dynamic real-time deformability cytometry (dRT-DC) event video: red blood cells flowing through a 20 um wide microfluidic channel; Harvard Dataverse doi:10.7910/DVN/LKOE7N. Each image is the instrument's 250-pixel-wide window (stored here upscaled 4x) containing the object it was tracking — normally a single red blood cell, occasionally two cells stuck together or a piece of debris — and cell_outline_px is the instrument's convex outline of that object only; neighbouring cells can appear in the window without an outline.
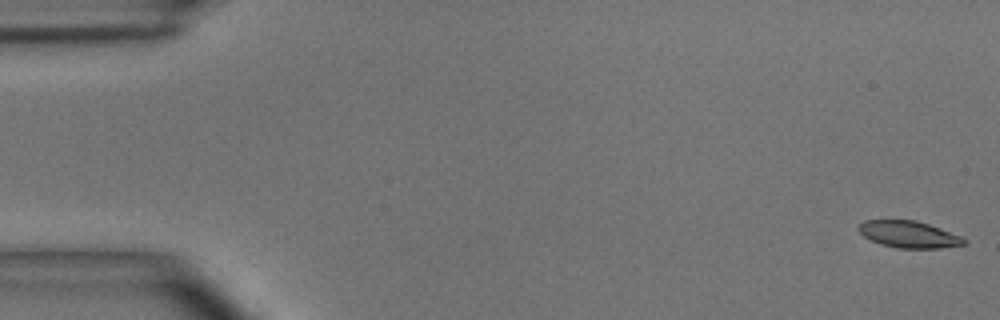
{"species": "common noctule bat (a hibernating species)", "species_latin": "Nyctalus noctula", "temperature_condition": "room temperature", "stored_images_in_passage": 50, "camera_frame_rate_fps": 3000, "um_per_image_px": 0.085, "animal": {"sex": "male", "body_mass_g": 15.6}, "frame": {"image": 1, "passage_image": 1, "time_ms": 0.0, "image_size_px": [1000, 320], "cell_outline_px": [[968, 244], [940, 248], [896, 248], [880, 244], [864, 236], [856, 228], [864, 220], [916, 220], [928, 224], [960, 236], [968, 240]], "centroid_in_image_um": [77.25, 19.93], "position_along_channel_um": 7.7, "area_um2": 16.42}}
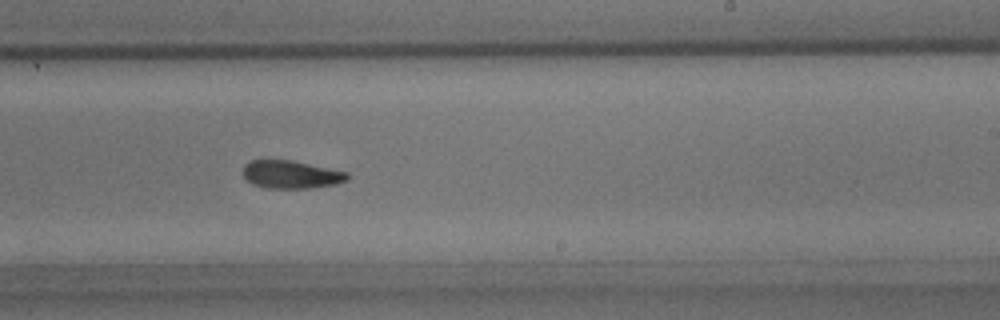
{"frame": {"image": 2, "passage_image": 30, "time_ms": 9.667, "image_size_px": [1000, 320], "cell_outline_px": [[348, 180], [336, 184], [312, 188], [264, 188], [252, 184], [244, 176], [244, 164], [252, 160], [292, 160], [348, 172]], "centroid_in_image_um": [24.75, 14.84], "position_along_channel_um": 264.2, "area_um2": 16.99}}
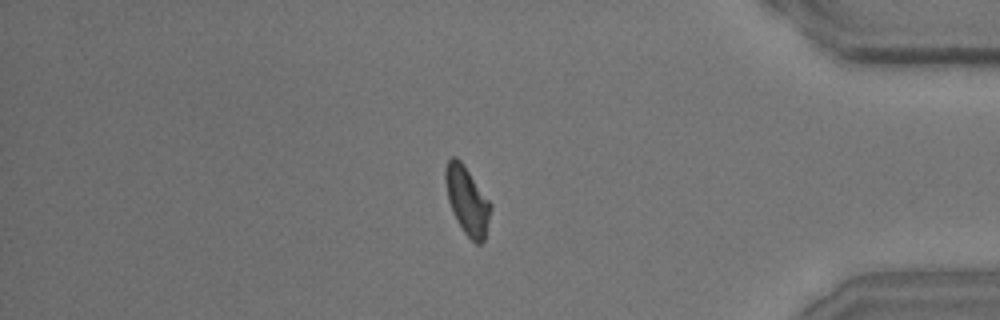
{"frame": {"image": 3, "passage_image": 42, "time_ms": 13.667, "image_size_px": [1000, 320], "cell_outline_px": [[492, 208], [484, 240], [480, 244], [476, 244], [464, 232], [456, 220], [452, 212], [448, 200], [444, 180], [444, 168], [448, 160], [452, 156], [456, 156], [460, 160], [492, 204]], "centroid_in_image_um": [39.69, 17.04], "position_along_channel_um": 395.5, "area_um2": 17.92}, "authors_computed_cell_mechanics": {"area_um2": 17.5712, "velocity_mm_per_s": 4.044, "shape_relaxation_time_tau1_ms": 3.5784, "shape_relaxation_time_tau2_ms": 2.9533, "deformation_change_tau1": 0.1318, "deformation_change_tau2": 0.0838}}